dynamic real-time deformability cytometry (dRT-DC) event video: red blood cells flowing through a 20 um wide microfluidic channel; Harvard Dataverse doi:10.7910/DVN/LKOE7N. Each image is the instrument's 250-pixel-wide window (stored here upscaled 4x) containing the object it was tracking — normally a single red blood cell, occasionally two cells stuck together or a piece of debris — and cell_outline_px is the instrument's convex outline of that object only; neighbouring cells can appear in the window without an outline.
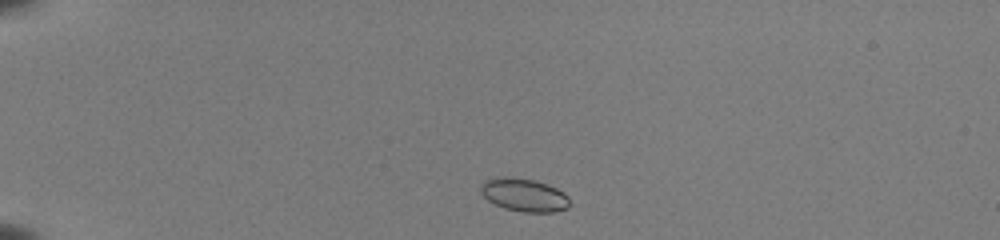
{"species": "common noctule bat (a hibernating species)", "species_latin": "Nyctalus noctula", "temperature_condition": "room temperature", "stored_images_in_passage": 41, "camera_frame_rate_fps": 3000, "um_per_image_px": 0.085, "animal": {"sex": "female", "body_mass_g": 22.0, "forearm_length_mm": 56.7}, "frame": {"image": 1, "passage_image": 2, "time_ms": 0.333, "image_size_px": [1000, 240], "cell_outline_px": [[568, 208], [552, 212], [524, 212], [504, 208], [488, 200], [480, 192], [480, 184], [496, 176], [508, 176], [536, 180], [548, 184], [564, 192], [568, 196]], "centroid_in_image_um": [44.53, 16.55], "position_along_channel_um": 40.5, "area_um2": 17.22}}
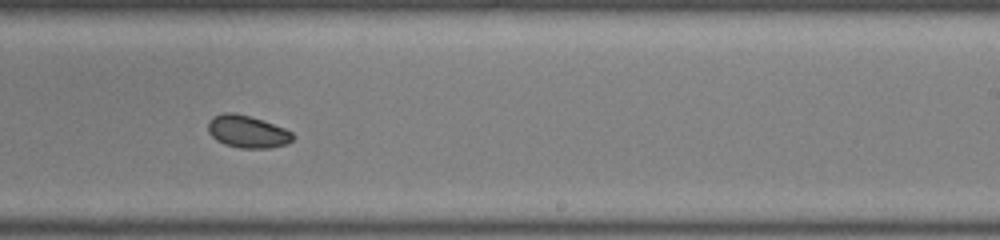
{"frame": {"image": 2, "passage_image": 24, "time_ms": 7.667, "image_size_px": [1000, 240], "cell_outline_px": [[292, 140], [288, 144], [268, 148], [240, 148], [224, 144], [216, 140], [208, 132], [208, 120], [212, 116], [224, 112], [236, 112], [284, 128], [292, 132]], "centroid_in_image_um": [20.98, 11.19], "position_along_channel_um": 268.0, "area_um2": 15.95}}
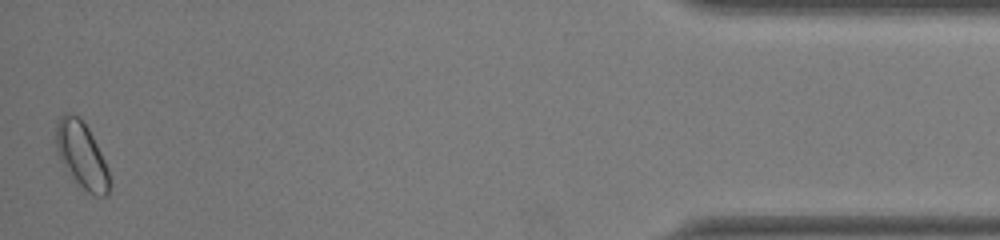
{"frame": {"image": 3, "passage_image": 41, "time_ms": 13.333, "image_size_px": [1000, 240], "cell_outline_px": [[112, 184], [108, 196], [96, 196], [88, 192], [72, 176], [60, 160], [56, 152], [56, 120], [64, 112], [68, 112], [80, 116], [84, 120], [104, 160]], "centroid_in_image_um": [6.94, 13.15], "position_along_channel_um": 428.3, "area_um2": 20.63}, "authors_computed_cell_mechanics": {"area_um2": 16.2418, "velocity_mm_per_s": 3.9515, "shape_relaxation_time_tau1_ms": 3.5314, "shape_relaxation_time_tau2_ms": 5.1367, "deformation_change_tau1": 0.0588, "deformation_change_tau2": 0.0478}}